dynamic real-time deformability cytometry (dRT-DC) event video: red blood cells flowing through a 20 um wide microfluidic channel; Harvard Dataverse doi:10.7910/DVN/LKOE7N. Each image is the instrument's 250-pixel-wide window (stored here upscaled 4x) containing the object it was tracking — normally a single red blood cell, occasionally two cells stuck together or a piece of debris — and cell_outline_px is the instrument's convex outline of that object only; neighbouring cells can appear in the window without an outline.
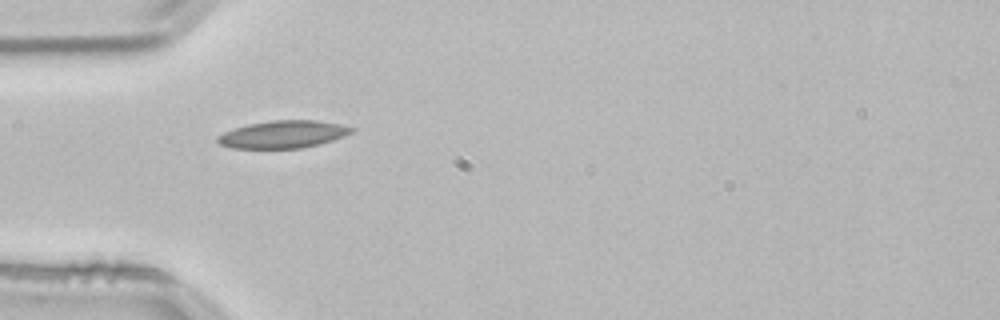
{"species": "common noctule bat (a hibernating species)", "species_latin": "Nyctalus noctula", "temperature_condition": "room temperature", "stored_images_in_passage": 38, "camera_frame_rate_fps": 3000, "um_per_image_px": 0.085, "animal": {"sex": "male", "body_mass_g": 21.5, "forearm_length_mm": 52.0}, "frame": {"image": 1, "passage_image": 1, "time_ms": 0.0, "image_size_px": [1000, 320], "cell_outline_px": [[356, 128], [352, 132], [344, 136], [320, 144], [304, 148], [232, 148], [220, 144], [216, 140], [216, 136], [224, 132], [248, 124], [272, 120], [316, 120], [340, 124]], "centroid_in_image_um": [24.07, 11.42], "position_along_channel_um": 60.9, "area_um2": 21.44}}
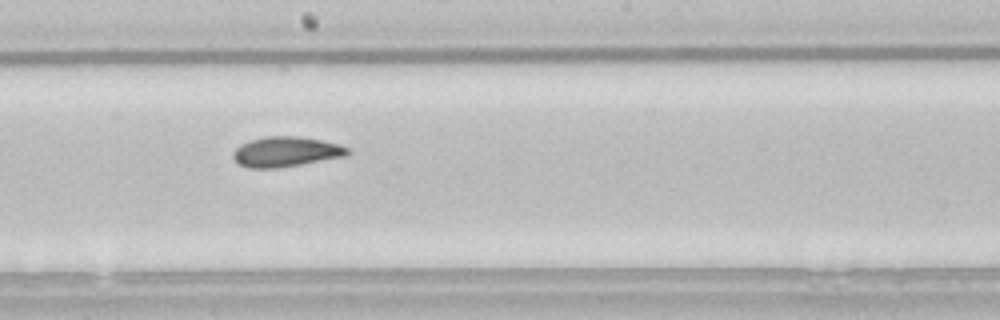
{"frame": {"image": 2, "passage_image": 14, "time_ms": 4.333, "image_size_px": [1000, 320], "cell_outline_px": [[352, 152], [348, 156], [276, 168], [248, 168], [240, 164], [232, 156], [232, 152], [240, 144], [248, 140], [264, 136], [296, 136], [320, 140], [340, 144], [348, 148]], "centroid_in_image_um": [24.31, 12.89], "position_along_channel_um": 223.9, "area_um2": 20.17}}
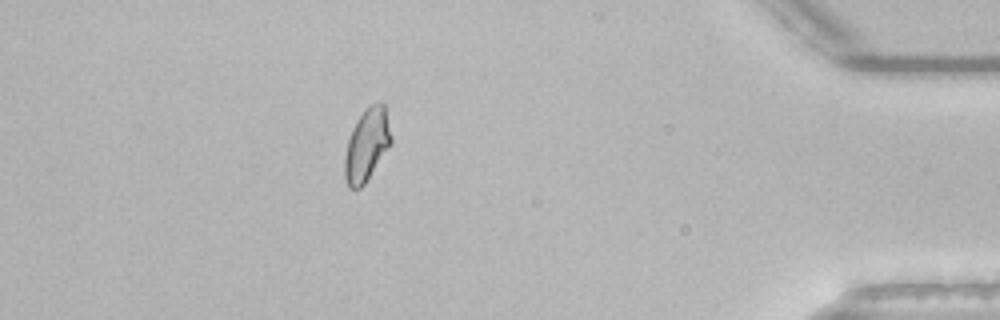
{"frame": {"image": 3, "passage_image": 32, "time_ms": 10.333, "image_size_px": [1000, 320], "cell_outline_px": [[392, 144], [364, 184], [360, 188], [348, 188], [344, 176], [344, 160], [348, 140], [352, 128], [356, 120], [364, 108], [380, 100], [384, 104], [392, 136]], "centroid_in_image_um": [31.18, 12.29], "position_along_channel_um": 404.0, "area_um2": 19.83}, "authors_computed_cell_mechanics": {"area_um2": 19.8254, "velocity_mm_per_s": 3.7966, "shape_relaxation_time_tau1_ms": 6.9501, "shape_relaxation_time_tau2_ms": 1.9629, "deformation_change_tau1": 0.1374, "deformation_change_tau2": 0.0678}}